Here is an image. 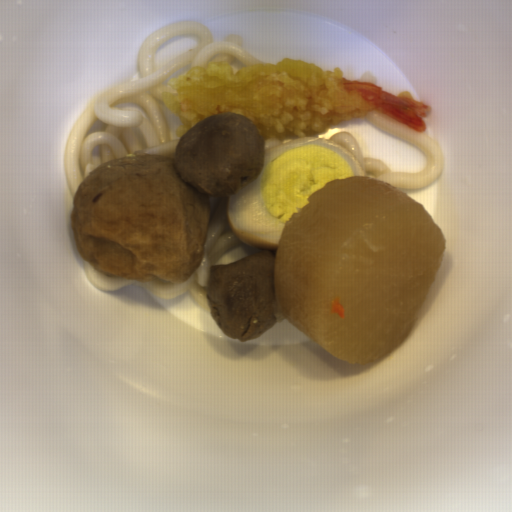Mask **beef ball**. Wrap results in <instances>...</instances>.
I'll return each mask as SVG.
<instances>
[{"instance_id":"beef-ball-1","label":"beef ball","mask_w":512,"mask_h":512,"mask_svg":"<svg viewBox=\"0 0 512 512\" xmlns=\"http://www.w3.org/2000/svg\"><path fill=\"white\" fill-rule=\"evenodd\" d=\"M264 140L251 119L222 111L189 128L168 155L117 157L78 183L75 245L109 277L183 284L201 265L210 198L228 199L259 177Z\"/></svg>"},{"instance_id":"beef-ball-2","label":"beef ball","mask_w":512,"mask_h":512,"mask_svg":"<svg viewBox=\"0 0 512 512\" xmlns=\"http://www.w3.org/2000/svg\"><path fill=\"white\" fill-rule=\"evenodd\" d=\"M277 249L211 265L206 301L216 326L230 338L257 339L286 318L278 308L274 271Z\"/></svg>"}]
</instances>
